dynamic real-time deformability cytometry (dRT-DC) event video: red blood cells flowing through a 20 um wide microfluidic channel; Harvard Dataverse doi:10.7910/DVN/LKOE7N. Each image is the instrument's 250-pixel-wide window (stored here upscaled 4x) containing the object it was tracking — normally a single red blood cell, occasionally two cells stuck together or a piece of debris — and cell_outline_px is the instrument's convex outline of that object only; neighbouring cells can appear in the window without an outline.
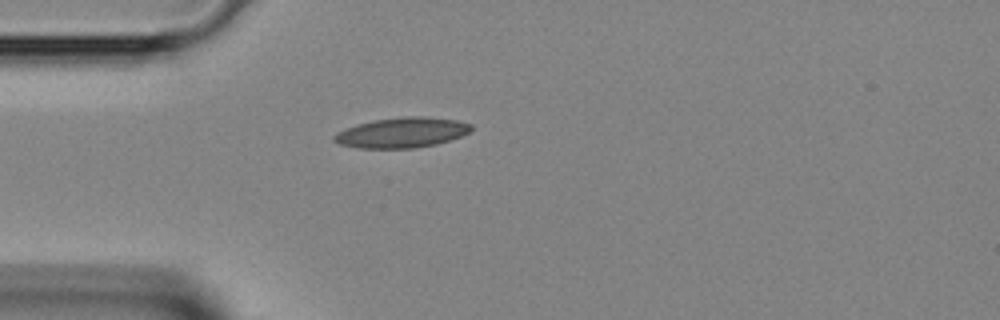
{"species": "Egyptian fruit bat (a non-hibernating species)", "species_latin": "Rousettus aegyptiacus", "temperature_condition": "room temperature", "stored_images_in_passage": 32, "camera_frame_rate_fps": 3000, "um_per_image_px": 0.085, "animal": {"sex": "female"}, "frame": {"image": 1, "passage_image": 1, "time_ms": 0.0, "image_size_px": [1000, 320], "cell_outline_px": [[472, 128], [468, 132], [460, 136], [436, 144], [416, 148], [360, 148], [340, 144], [332, 140], [332, 136], [336, 132], [344, 128], [356, 124], [376, 120], [404, 116], [424, 116], [456, 120], [472, 124]], "centroid_in_image_um": [34.12, 11.27], "position_along_channel_um": 50.9, "area_um2": 24.1}}
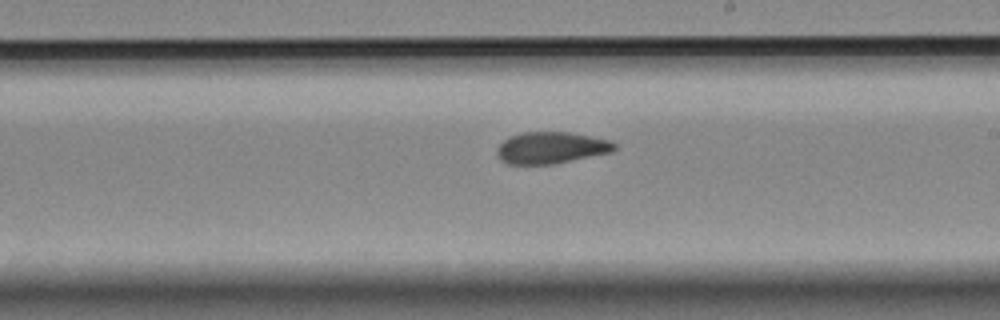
{"frame": {"image": 2, "passage_image": 14, "time_ms": 4.333, "image_size_px": [1000, 320], "cell_outline_px": [[616, 148], [612, 152], [552, 164], [508, 164], [500, 160], [496, 156], [496, 148], [508, 136], [520, 132], [568, 132], [608, 140], [616, 144]], "centroid_in_image_um": [46.78, 12.56], "position_along_channel_um": 242.2, "area_um2": 21.68}}
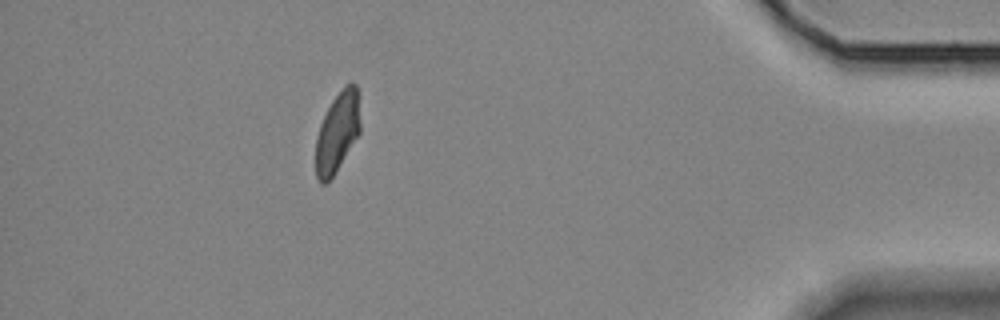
{"frame": {"image": 3, "passage_image": 28, "time_ms": 9.0, "image_size_px": [1000, 320], "cell_outline_px": [[360, 132], [332, 176], [324, 184], [320, 184], [316, 176], [316, 136], [320, 124], [332, 100], [344, 84], [352, 80], [356, 84], [360, 124]], "centroid_in_image_um": [28.67, 11.19], "position_along_channel_um": 406.5, "area_um2": 20.52}}